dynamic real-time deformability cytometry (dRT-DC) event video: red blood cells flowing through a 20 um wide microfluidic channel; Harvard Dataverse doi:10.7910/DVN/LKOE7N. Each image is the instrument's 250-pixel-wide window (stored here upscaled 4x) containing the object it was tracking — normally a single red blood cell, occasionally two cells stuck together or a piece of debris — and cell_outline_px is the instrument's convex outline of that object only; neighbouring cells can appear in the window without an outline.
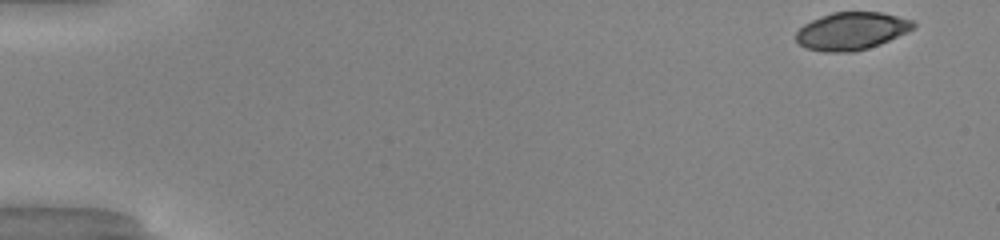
{"species": "common noctule bat (a hibernating species)", "species_latin": "Nyctalus noctula", "temperature_condition": "warm", "stored_images_in_passage": 48, "camera_frame_rate_fps": 3000, "um_per_image_px": 0.085, "animal": {"sex": "male", "body_mass_g": 20.0, "forearm_length_mm": 53.3}, "frame": {"image": 1, "passage_image": 1, "time_ms": 0.0, "image_size_px": [1000, 240], "cell_outline_px": [[916, 28], [908, 32], [880, 44], [868, 48], [852, 52], [824, 52], [804, 48], [796, 40], [796, 32], [804, 24], [812, 20], [832, 12], [880, 12], [912, 20], [916, 24]], "centroid_in_image_um": [72.38, 2.64], "position_along_channel_um": 12.6, "area_um2": 25.78}}